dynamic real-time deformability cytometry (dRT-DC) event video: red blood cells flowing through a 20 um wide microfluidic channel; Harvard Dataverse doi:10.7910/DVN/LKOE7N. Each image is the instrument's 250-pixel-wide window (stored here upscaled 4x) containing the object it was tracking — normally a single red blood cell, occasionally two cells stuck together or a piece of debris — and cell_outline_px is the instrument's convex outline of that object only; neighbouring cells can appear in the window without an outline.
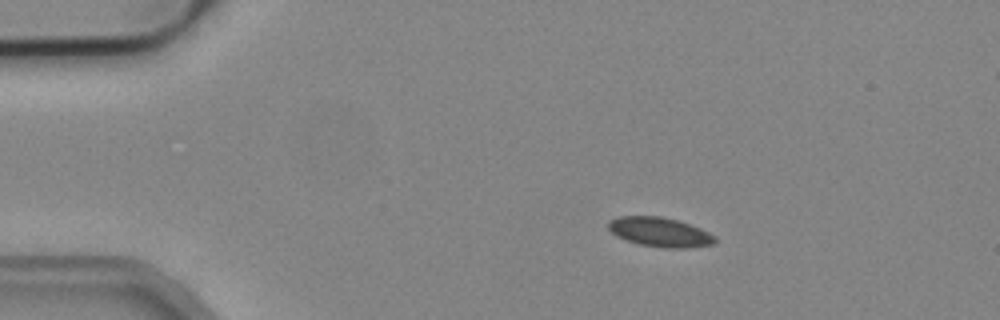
{"species": "common noctule bat (a hibernating species)", "species_latin": "Nyctalus noctula", "temperature_condition": "cold", "stored_images_in_passage": 3, "camera_frame_rate_fps": 3000, "um_per_image_px": 0.085, "animal": {"sex": "male", "body_mass_g": 19.2, "forearm_length_mm": 51.8}, "frame": {"image": 1, "passage_image": 1, "time_ms": 0.0, "image_size_px": [1000, 320], "cell_outline_px": [[716, 244], [688, 248], [664, 248], [640, 244], [616, 236], [608, 228], [608, 220], [616, 216], [660, 216], [676, 220], [700, 228], [716, 236]], "centroid_in_image_um": [56.09, 19.73], "position_along_channel_um": 28.9, "area_um2": 18.32}}
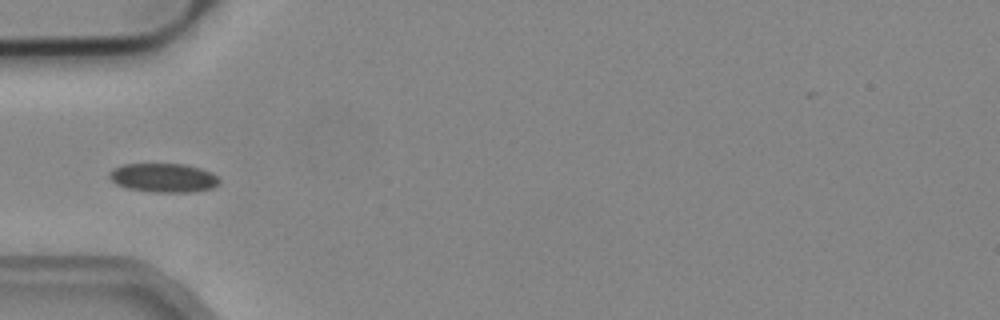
{"frame": {"image": 2, "passage_image": 3, "time_ms": 0.667, "image_size_px": [1000, 320], "cell_outline_px": [[220, 184], [212, 188], [192, 192], [152, 192], [128, 188], [116, 184], [108, 176], [108, 172], [124, 164], [184, 164], [200, 168], [212, 172], [220, 180]], "centroid_in_image_um": [13.92, 15.11], "position_along_channel_um": 71.1, "area_um2": 18.55}}